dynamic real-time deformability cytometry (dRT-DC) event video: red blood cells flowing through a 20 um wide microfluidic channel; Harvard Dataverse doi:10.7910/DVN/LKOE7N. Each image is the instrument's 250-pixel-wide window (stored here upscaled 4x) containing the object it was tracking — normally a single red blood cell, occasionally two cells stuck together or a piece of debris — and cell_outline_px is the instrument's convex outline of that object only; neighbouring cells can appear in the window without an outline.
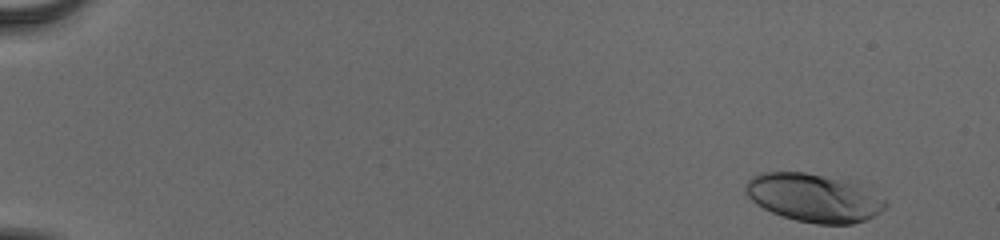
{"species": "human", "species_latin": "Homo sapiens", "temperature_condition": "cold", "stored_images_in_passage": 52, "camera_frame_rate_fps": 3000, "um_per_image_px": 0.085, "donor": {"sex": "male"}, "frame": {"image": 1, "passage_image": 1, "time_ms": 0.0, "image_size_px": [1000, 240], "cell_outline_px": [[888, 204], [880, 212], [864, 220], [852, 224], [816, 224], [796, 220], [772, 212], [756, 204], [744, 192], [744, 188], [748, 180], [752, 176], [760, 172], [804, 172], [836, 180], [848, 184], [884, 200]], "centroid_in_image_um": [69.03, 16.84], "position_along_channel_um": 16.0, "area_um2": 37.8}}
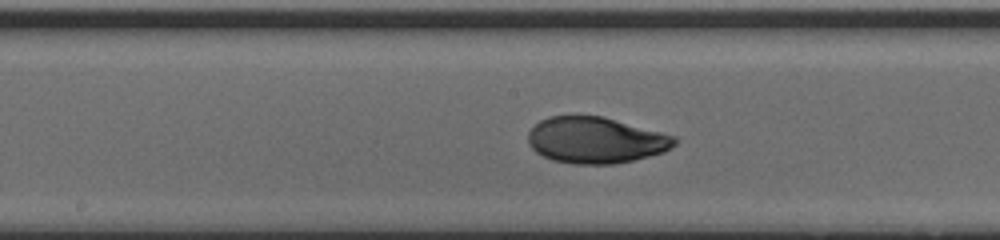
{"frame": {"image": 2, "passage_image": 28, "time_ms": 9.0, "image_size_px": [1000, 240], "cell_outline_px": [[680, 140], [676, 144], [664, 152], [632, 160], [612, 164], [572, 164], [552, 160], [536, 152], [528, 144], [528, 132], [540, 120], [548, 116], [576, 112], [604, 116], [676, 136]], "centroid_in_image_um": [50.61, 11.87], "position_along_channel_um": 197.6, "area_um2": 40.4}}
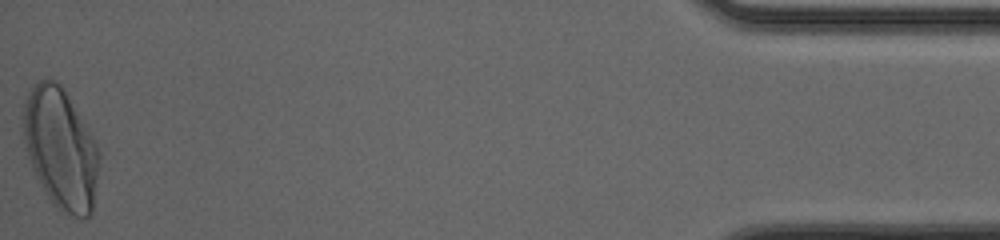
{"frame": {"image": 3, "passage_image": 52, "time_ms": 17.0, "image_size_px": [1000, 240], "cell_outline_px": [[100, 156], [92, 212], [84, 220], [72, 216], [56, 208], [52, 204], [40, 184], [36, 176], [28, 156], [24, 140], [20, 116], [24, 100], [28, 92], [40, 80], [48, 76], [56, 80], [60, 84], [92, 136], [100, 152]], "centroid_in_image_um": [5.12, 12.63], "position_along_channel_um": 430.1, "area_um2": 53.58}, "authors_computed_cell_mechanics": {"area_um2": 39.2173, "velocity_mm_per_s": 3.8895, "shape_relaxation_time_tau1_ms": 4.1574, "shape_relaxation_time_tau2_ms": 0.8051, "deformation_change_tau1": 0.1888, "deformation_change_tau2": 0.0429}}